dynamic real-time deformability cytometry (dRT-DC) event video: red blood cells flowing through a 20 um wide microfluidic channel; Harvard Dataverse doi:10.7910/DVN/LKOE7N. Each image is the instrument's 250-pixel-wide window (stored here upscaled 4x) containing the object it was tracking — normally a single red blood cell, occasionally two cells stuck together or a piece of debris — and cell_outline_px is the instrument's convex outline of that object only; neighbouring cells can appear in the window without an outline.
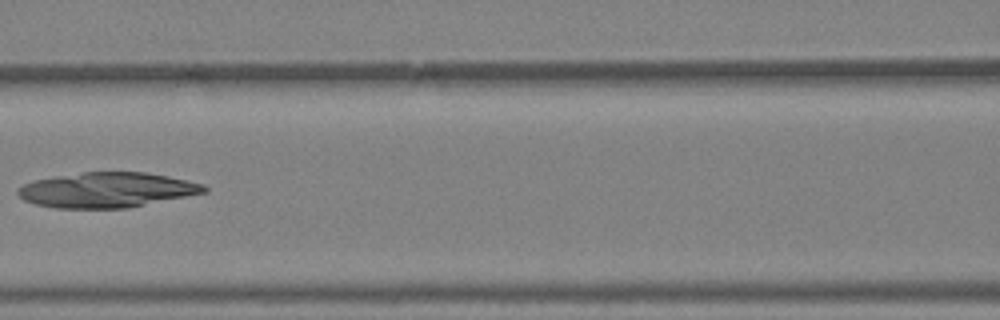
{"species": "Egyptian fruit bat (a non-hibernating species)", "species_latin": "Rousettus aegyptiacus", "temperature_condition": "warm", "stored_images_in_passage": 41, "camera_frame_rate_fps": 3000, "um_per_image_px": 0.085, "animal": {"sex": "female"}, "frame": {"image": 1, "passage_image": 19, "time_ms": 6.0, "image_size_px": [1000, 320], "cell_outline_px": [[208, 192], [128, 208], [56, 208], [36, 204], [24, 200], [16, 192], [24, 184], [32, 180], [56, 176], [84, 172], [144, 172], [168, 176], [204, 184], [208, 188]], "centroid_in_image_um": [9.11, 16.15], "position_along_channel_um": 157.5, "area_um2": 38.03}}
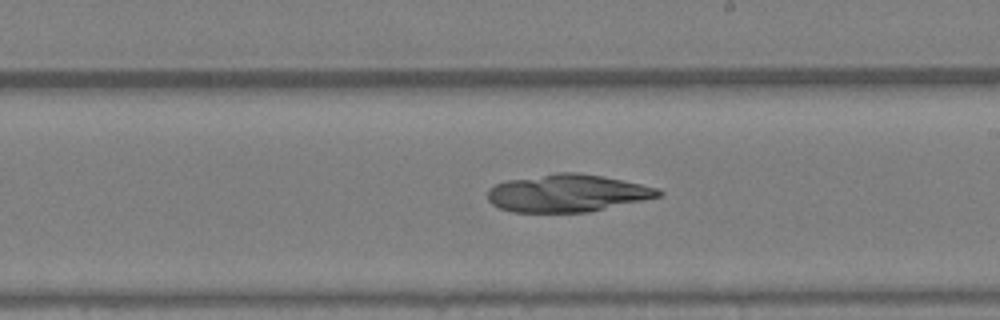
{"frame": {"image": 2, "passage_image": 24, "time_ms": 7.667, "image_size_px": [1000, 320], "cell_outline_px": [[664, 192], [660, 196], [644, 200], [588, 212], [512, 212], [500, 208], [492, 204], [488, 200], [488, 188], [496, 184], [508, 180], [556, 172], [580, 172], [604, 176], [660, 188]], "centroid_in_image_um": [48.24, 16.41], "position_along_channel_um": 240.8, "area_um2": 37.51}}
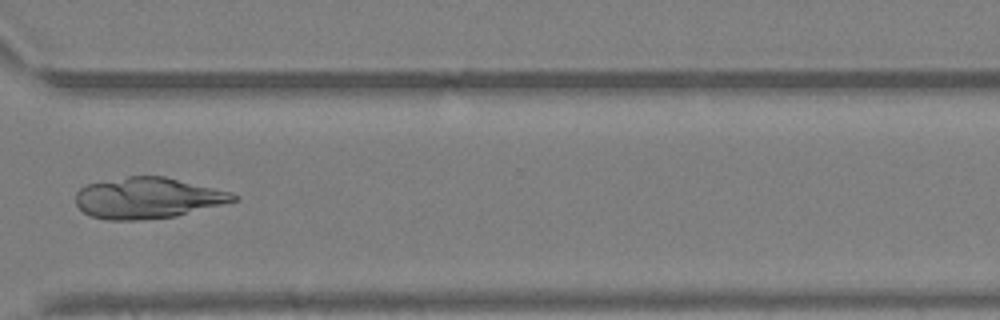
{"frame": {"image": 3, "passage_image": 31, "time_ms": 10.0, "image_size_px": [1000, 320], "cell_outline_px": [[240, 200], [176, 216], [140, 220], [108, 220], [92, 216], [84, 212], [76, 204], [76, 192], [80, 188], [88, 184], [128, 176], [164, 176], [232, 192], [240, 196]], "centroid_in_image_um": [12.6, 16.83], "position_along_channel_um": 358.0, "area_um2": 37.69}}